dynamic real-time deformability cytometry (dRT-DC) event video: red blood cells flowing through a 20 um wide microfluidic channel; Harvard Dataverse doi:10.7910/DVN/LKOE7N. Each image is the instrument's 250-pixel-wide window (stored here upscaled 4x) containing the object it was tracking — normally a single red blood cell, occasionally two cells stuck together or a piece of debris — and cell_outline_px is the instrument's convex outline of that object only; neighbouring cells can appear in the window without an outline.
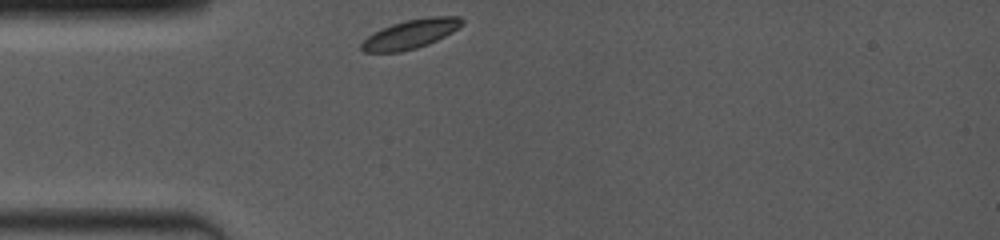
{"species": "common noctule bat (a hibernating species)", "species_latin": "Nyctalus noctula", "temperature_condition": "room temperature", "stored_images_in_passage": 7, "camera_frame_rate_fps": 4000, "um_per_image_px": 0.085, "animal": {"sex": "female", "body_mass_g": 19.0, "forearm_length_mm": 53.3}, "frame": {"image": 1, "passage_image": 1, "time_ms": 0.0, "image_size_px": [1000, 240], "cell_outline_px": [[464, 24], [452, 32], [428, 44], [416, 48], [400, 52], [364, 52], [360, 48], [360, 44], [372, 32], [392, 24], [408, 20], [428, 16], [460, 16], [464, 20]], "centroid_in_image_um": [34.91, 2.88], "position_along_channel_um": 50.1, "area_um2": 17.05}}
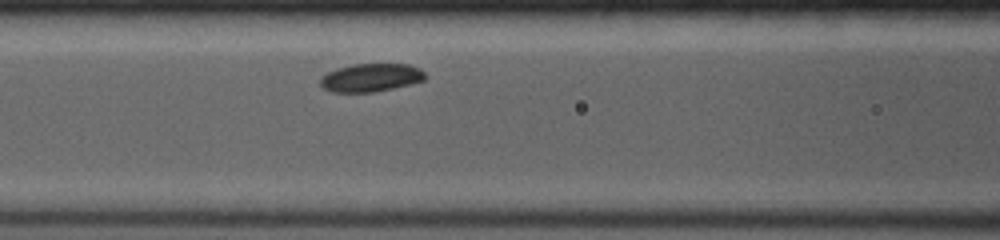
{"frame": {"image": 2, "passage_image": 5, "time_ms": 2.5, "image_size_px": [1000, 240], "cell_outline_px": [[428, 76], [424, 80], [392, 88], [372, 92], [332, 92], [324, 88], [320, 84], [320, 76], [336, 68], [352, 64], [408, 64], [420, 68]], "centroid_in_image_um": [31.51, 6.58], "position_along_channel_um": 135.1, "area_um2": 17.22}}
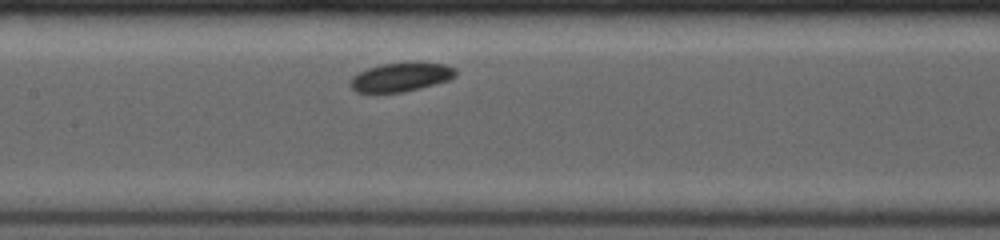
{"frame": {"image": 3, "passage_image": 7, "time_ms": 3.5, "image_size_px": [1000, 240], "cell_outline_px": [[456, 76], [448, 80], [420, 88], [404, 92], [376, 96], [356, 92], [348, 84], [352, 76], [368, 68], [384, 64], [416, 60], [444, 64], [456, 68]], "centroid_in_image_um": [34.03, 6.57], "position_along_channel_um": 173.4, "area_um2": 18.73}}